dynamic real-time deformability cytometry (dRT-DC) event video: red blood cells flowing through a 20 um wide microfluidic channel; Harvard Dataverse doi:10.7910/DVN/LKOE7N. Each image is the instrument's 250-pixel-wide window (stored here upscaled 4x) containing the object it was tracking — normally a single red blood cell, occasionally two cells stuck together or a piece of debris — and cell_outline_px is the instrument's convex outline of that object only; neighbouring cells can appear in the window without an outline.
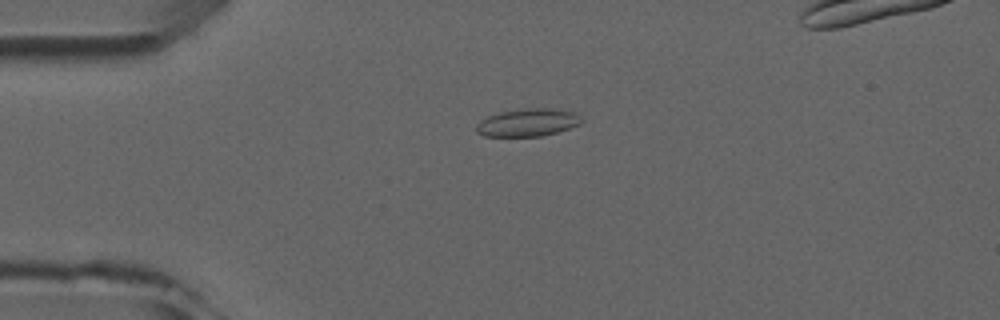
{"species": "common noctule bat (a hibernating species)", "species_latin": "Nyctalus noctula", "temperature_condition": "room temperature", "stored_images_in_passage": 4, "camera_frame_rate_fps": 3000, "um_per_image_px": 0.085, "animal": {"sex": "male", "forearm_length_mm": 52.5}, "frame": {"image": 1, "passage_image": 2, "time_ms": 1.0, "image_size_px": [1000, 320], "cell_outline_px": [[580, 124], [556, 132], [540, 136], [484, 136], [476, 132], [476, 124], [480, 120], [488, 116], [500, 112], [536, 108], [556, 108], [576, 112], [580, 116]], "centroid_in_image_um": [44.85, 10.41], "position_along_channel_um": 40.2, "area_um2": 16.82}}